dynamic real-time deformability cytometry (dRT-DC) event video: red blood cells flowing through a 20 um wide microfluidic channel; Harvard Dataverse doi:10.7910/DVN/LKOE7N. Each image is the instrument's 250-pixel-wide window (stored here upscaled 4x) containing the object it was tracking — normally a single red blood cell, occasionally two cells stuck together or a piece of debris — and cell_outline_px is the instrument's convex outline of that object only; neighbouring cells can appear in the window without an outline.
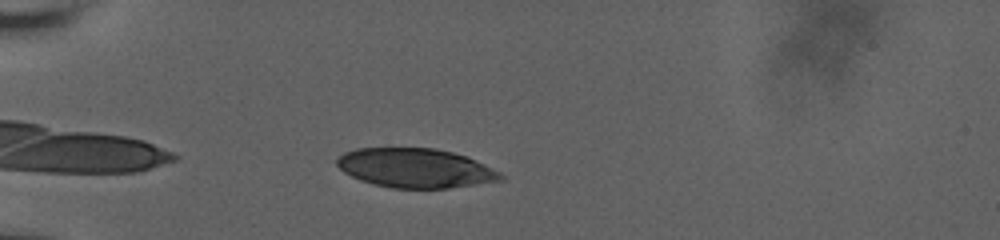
{"species": "human", "species_latin": "Homo sapiens", "temperature_condition": "room temperature", "stored_images_in_passage": 45, "camera_frame_rate_fps": 3000, "um_per_image_px": 0.085, "donor": {"sex": "male"}, "frame": {"image": 1, "passage_image": 7, "time_ms": 1.667, "image_size_px": [1000, 240], "cell_outline_px": [[504, 180], [448, 188], [392, 188], [372, 184], [360, 180], [344, 172], [336, 164], [336, 160], [344, 152], [356, 148], [436, 148], [468, 156], [500, 172], [504, 176]], "centroid_in_image_um": [35.32, 14.28], "position_along_channel_um": 49.7, "area_um2": 37.57}}
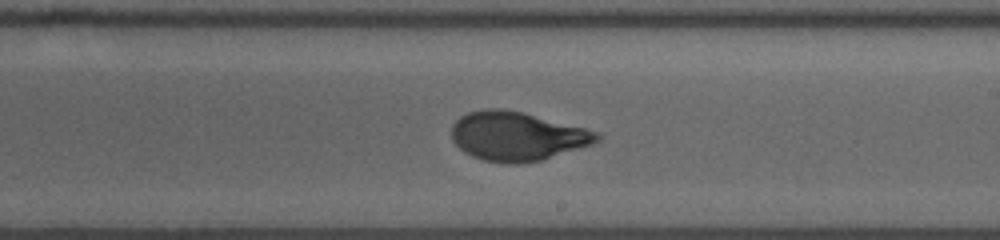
{"frame": {"image": 2, "passage_image": 24, "time_ms": 7.667, "image_size_px": [1000, 240], "cell_outline_px": [[600, 140], [592, 144], [540, 160], [516, 164], [504, 164], [484, 160], [472, 156], [464, 152], [452, 140], [452, 124], [460, 116], [468, 112], [484, 108], [500, 108], [524, 112], [600, 132]], "centroid_in_image_um": [43.93, 11.56], "position_along_channel_um": 245.1, "area_um2": 41.5}}
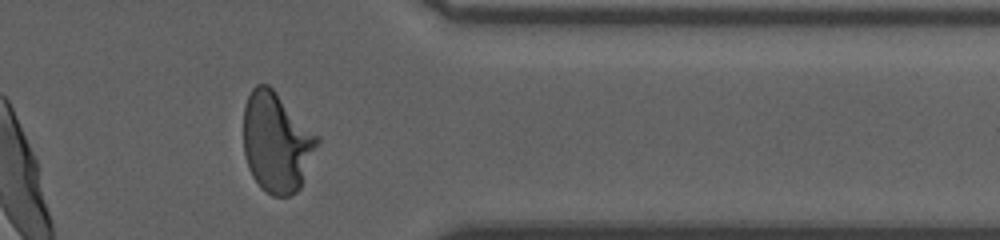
{"frame": {"image": 3, "passage_image": 39, "time_ms": 11.667, "image_size_px": [1000, 240], "cell_outline_px": [[320, 140], [300, 188], [296, 192], [288, 196], [272, 196], [260, 188], [252, 176], [248, 168], [244, 156], [244, 104], [252, 88], [256, 84], [268, 84], [320, 136]], "centroid_in_image_um": [23.51, 12.1], "position_along_channel_um": 387.9, "area_um2": 43.23}, "authors_computed_cell_mechanics": {"area_um2": 40.9224, "velocity_mm_per_s": 3.7631, "shape_relaxation_time_tau1_ms": 4.447, "shape_relaxation_time_tau2_ms": null, "deformation_change_tau1": 0.2104, "deformation_change_tau2": null}}